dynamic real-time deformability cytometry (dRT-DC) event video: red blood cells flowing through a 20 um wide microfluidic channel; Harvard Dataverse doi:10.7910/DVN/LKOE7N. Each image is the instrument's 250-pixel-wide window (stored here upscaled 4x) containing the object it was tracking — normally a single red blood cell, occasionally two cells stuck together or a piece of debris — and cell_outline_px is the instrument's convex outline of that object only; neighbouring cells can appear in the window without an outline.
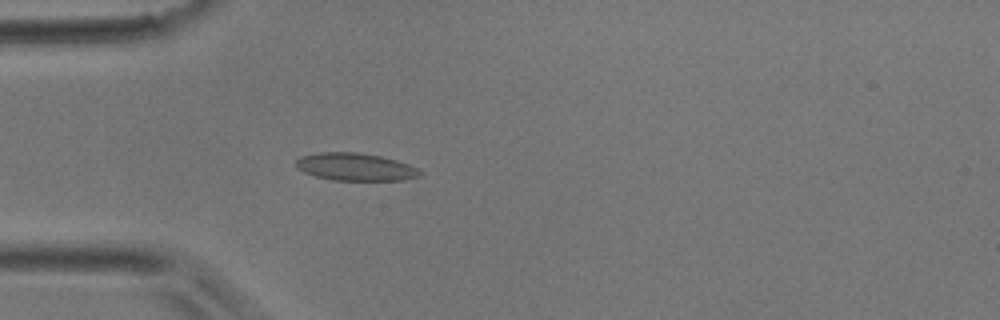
{"species": "common noctule bat (a hibernating species)", "species_latin": "Nyctalus noctula", "temperature_condition": "room temperature", "stored_images_in_passage": 45, "camera_frame_rate_fps": 3000, "um_per_image_px": 0.085, "animal": {"sex": "male", "body_mass_g": 17.9}, "frame": {"image": 1, "passage_image": 13, "time_ms": 4.0, "image_size_px": [1000, 320], "cell_outline_px": [[424, 172], [420, 176], [404, 180], [332, 180], [316, 176], [304, 172], [296, 168], [296, 160], [300, 156], [320, 152], [356, 152], [380, 156], [396, 160], [408, 164]], "centroid_in_image_um": [30.2, 14.18], "position_along_channel_um": 54.8, "area_um2": 19.94}}
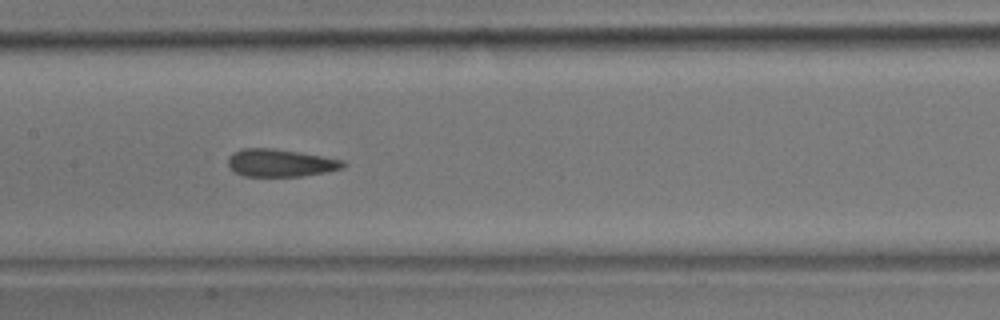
{"frame": {"image": 2, "passage_image": 22, "time_ms": 7.0, "image_size_px": [1000, 320], "cell_outline_px": [[348, 164], [344, 168], [328, 172], [300, 176], [244, 176], [236, 172], [228, 164], [228, 156], [232, 152], [240, 148], [272, 148], [300, 152], [344, 160]], "centroid_in_image_um": [23.86, 13.84], "position_along_channel_um": 183.5, "area_um2": 18.67}}
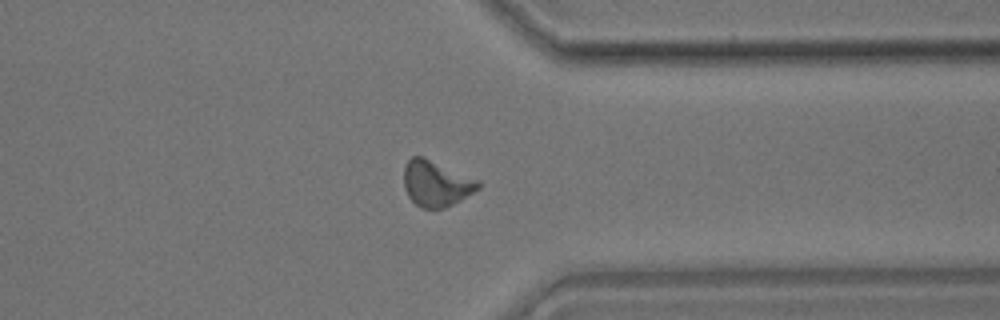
{"frame": {"image": 3, "passage_image": 35, "time_ms": 11.333, "image_size_px": [1000, 320], "cell_outline_px": [[480, 188], [460, 200], [444, 208], [420, 208], [408, 196], [404, 188], [404, 168], [408, 160], [412, 156], [420, 156], [480, 180]], "centroid_in_image_um": [37.07, 15.61], "position_along_channel_um": 374.3, "area_um2": 19.59}}